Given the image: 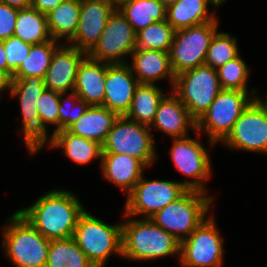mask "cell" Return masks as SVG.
<instances>
[{
	"mask_svg": "<svg viewBox=\"0 0 267 267\" xmlns=\"http://www.w3.org/2000/svg\"><path fill=\"white\" fill-rule=\"evenodd\" d=\"M17 211L46 239L58 240L73 237L85 208L73 192L54 189Z\"/></svg>",
	"mask_w": 267,
	"mask_h": 267,
	"instance_id": "obj_1",
	"label": "cell"
},
{
	"mask_svg": "<svg viewBox=\"0 0 267 267\" xmlns=\"http://www.w3.org/2000/svg\"><path fill=\"white\" fill-rule=\"evenodd\" d=\"M122 222V258L144 261L180 255V241L156 225L150 218ZM132 218V219H131Z\"/></svg>",
	"mask_w": 267,
	"mask_h": 267,
	"instance_id": "obj_2",
	"label": "cell"
},
{
	"mask_svg": "<svg viewBox=\"0 0 267 267\" xmlns=\"http://www.w3.org/2000/svg\"><path fill=\"white\" fill-rule=\"evenodd\" d=\"M3 226V253L15 267H46L50 240L40 234L18 211Z\"/></svg>",
	"mask_w": 267,
	"mask_h": 267,
	"instance_id": "obj_3",
	"label": "cell"
},
{
	"mask_svg": "<svg viewBox=\"0 0 267 267\" xmlns=\"http://www.w3.org/2000/svg\"><path fill=\"white\" fill-rule=\"evenodd\" d=\"M197 190H187L150 219L178 241L186 239L208 216L213 197Z\"/></svg>",
	"mask_w": 267,
	"mask_h": 267,
	"instance_id": "obj_4",
	"label": "cell"
},
{
	"mask_svg": "<svg viewBox=\"0 0 267 267\" xmlns=\"http://www.w3.org/2000/svg\"><path fill=\"white\" fill-rule=\"evenodd\" d=\"M72 238L95 267H105L112 254L122 258V222L110 225L85 210Z\"/></svg>",
	"mask_w": 267,
	"mask_h": 267,
	"instance_id": "obj_5",
	"label": "cell"
},
{
	"mask_svg": "<svg viewBox=\"0 0 267 267\" xmlns=\"http://www.w3.org/2000/svg\"><path fill=\"white\" fill-rule=\"evenodd\" d=\"M251 90L246 92L222 89L206 112L196 121L195 133L205 132L212 147L217 142L221 143L232 131L244 109L258 97V89Z\"/></svg>",
	"mask_w": 267,
	"mask_h": 267,
	"instance_id": "obj_6",
	"label": "cell"
},
{
	"mask_svg": "<svg viewBox=\"0 0 267 267\" xmlns=\"http://www.w3.org/2000/svg\"><path fill=\"white\" fill-rule=\"evenodd\" d=\"M45 90L46 86L43 78L27 77L12 79L9 91L12 97H19L23 121V130L21 131L30 155L38 153L44 145L49 144L48 146H51L53 141V135H48V128L39 117L36 104L38 98Z\"/></svg>",
	"mask_w": 267,
	"mask_h": 267,
	"instance_id": "obj_7",
	"label": "cell"
},
{
	"mask_svg": "<svg viewBox=\"0 0 267 267\" xmlns=\"http://www.w3.org/2000/svg\"><path fill=\"white\" fill-rule=\"evenodd\" d=\"M171 90L197 121L222 88L217 70L204 64L176 75Z\"/></svg>",
	"mask_w": 267,
	"mask_h": 267,
	"instance_id": "obj_8",
	"label": "cell"
},
{
	"mask_svg": "<svg viewBox=\"0 0 267 267\" xmlns=\"http://www.w3.org/2000/svg\"><path fill=\"white\" fill-rule=\"evenodd\" d=\"M154 144L149 126L119 116L102 144V153L129 155L148 168L158 158Z\"/></svg>",
	"mask_w": 267,
	"mask_h": 267,
	"instance_id": "obj_9",
	"label": "cell"
},
{
	"mask_svg": "<svg viewBox=\"0 0 267 267\" xmlns=\"http://www.w3.org/2000/svg\"><path fill=\"white\" fill-rule=\"evenodd\" d=\"M218 22L217 18L175 31L169 51L170 64L175 76L204 65L211 40L218 31Z\"/></svg>",
	"mask_w": 267,
	"mask_h": 267,
	"instance_id": "obj_10",
	"label": "cell"
},
{
	"mask_svg": "<svg viewBox=\"0 0 267 267\" xmlns=\"http://www.w3.org/2000/svg\"><path fill=\"white\" fill-rule=\"evenodd\" d=\"M214 217L205 219L180 242L179 262L186 267H222L224 242Z\"/></svg>",
	"mask_w": 267,
	"mask_h": 267,
	"instance_id": "obj_11",
	"label": "cell"
},
{
	"mask_svg": "<svg viewBox=\"0 0 267 267\" xmlns=\"http://www.w3.org/2000/svg\"><path fill=\"white\" fill-rule=\"evenodd\" d=\"M188 189L181 181L141 179L127 195L124 215L150 218L167 204L176 201Z\"/></svg>",
	"mask_w": 267,
	"mask_h": 267,
	"instance_id": "obj_12",
	"label": "cell"
},
{
	"mask_svg": "<svg viewBox=\"0 0 267 267\" xmlns=\"http://www.w3.org/2000/svg\"><path fill=\"white\" fill-rule=\"evenodd\" d=\"M221 143L232 150L267 155V107L261 97L254 98L244 109L232 131Z\"/></svg>",
	"mask_w": 267,
	"mask_h": 267,
	"instance_id": "obj_13",
	"label": "cell"
},
{
	"mask_svg": "<svg viewBox=\"0 0 267 267\" xmlns=\"http://www.w3.org/2000/svg\"><path fill=\"white\" fill-rule=\"evenodd\" d=\"M136 49V33L118 8L109 17L98 42L87 53L93 60L109 64H124V56Z\"/></svg>",
	"mask_w": 267,
	"mask_h": 267,
	"instance_id": "obj_14",
	"label": "cell"
},
{
	"mask_svg": "<svg viewBox=\"0 0 267 267\" xmlns=\"http://www.w3.org/2000/svg\"><path fill=\"white\" fill-rule=\"evenodd\" d=\"M170 156L176 169L192 180L183 181L188 190L208 193L205 182L211 176V159L207 149L198 140L189 138H173Z\"/></svg>",
	"mask_w": 267,
	"mask_h": 267,
	"instance_id": "obj_15",
	"label": "cell"
},
{
	"mask_svg": "<svg viewBox=\"0 0 267 267\" xmlns=\"http://www.w3.org/2000/svg\"><path fill=\"white\" fill-rule=\"evenodd\" d=\"M116 8L106 0H80L78 27L69 45L88 53L98 42Z\"/></svg>",
	"mask_w": 267,
	"mask_h": 267,
	"instance_id": "obj_16",
	"label": "cell"
},
{
	"mask_svg": "<svg viewBox=\"0 0 267 267\" xmlns=\"http://www.w3.org/2000/svg\"><path fill=\"white\" fill-rule=\"evenodd\" d=\"M138 85L139 82L127 63H107L103 106L118 116H125Z\"/></svg>",
	"mask_w": 267,
	"mask_h": 267,
	"instance_id": "obj_17",
	"label": "cell"
},
{
	"mask_svg": "<svg viewBox=\"0 0 267 267\" xmlns=\"http://www.w3.org/2000/svg\"><path fill=\"white\" fill-rule=\"evenodd\" d=\"M87 53L67 44L54 51L50 66L43 79L46 89L58 93L74 90L78 67Z\"/></svg>",
	"mask_w": 267,
	"mask_h": 267,
	"instance_id": "obj_18",
	"label": "cell"
},
{
	"mask_svg": "<svg viewBox=\"0 0 267 267\" xmlns=\"http://www.w3.org/2000/svg\"><path fill=\"white\" fill-rule=\"evenodd\" d=\"M196 130V120L189 114L186 106L172 92L160 101L150 129H158L173 138L188 136V128Z\"/></svg>",
	"mask_w": 267,
	"mask_h": 267,
	"instance_id": "obj_19",
	"label": "cell"
},
{
	"mask_svg": "<svg viewBox=\"0 0 267 267\" xmlns=\"http://www.w3.org/2000/svg\"><path fill=\"white\" fill-rule=\"evenodd\" d=\"M131 63H127L139 84H155L168 78L173 87L175 75L172 72L169 52L135 49L131 55ZM156 81V82H155Z\"/></svg>",
	"mask_w": 267,
	"mask_h": 267,
	"instance_id": "obj_20",
	"label": "cell"
},
{
	"mask_svg": "<svg viewBox=\"0 0 267 267\" xmlns=\"http://www.w3.org/2000/svg\"><path fill=\"white\" fill-rule=\"evenodd\" d=\"M107 63L86 56L76 75L74 92L89 106H103Z\"/></svg>",
	"mask_w": 267,
	"mask_h": 267,
	"instance_id": "obj_21",
	"label": "cell"
},
{
	"mask_svg": "<svg viewBox=\"0 0 267 267\" xmlns=\"http://www.w3.org/2000/svg\"><path fill=\"white\" fill-rule=\"evenodd\" d=\"M103 177L128 195L147 168L140 160L125 154L102 153Z\"/></svg>",
	"mask_w": 267,
	"mask_h": 267,
	"instance_id": "obj_22",
	"label": "cell"
},
{
	"mask_svg": "<svg viewBox=\"0 0 267 267\" xmlns=\"http://www.w3.org/2000/svg\"><path fill=\"white\" fill-rule=\"evenodd\" d=\"M208 5L219 7L216 0H179L167 7L166 21L175 31L216 20Z\"/></svg>",
	"mask_w": 267,
	"mask_h": 267,
	"instance_id": "obj_23",
	"label": "cell"
},
{
	"mask_svg": "<svg viewBox=\"0 0 267 267\" xmlns=\"http://www.w3.org/2000/svg\"><path fill=\"white\" fill-rule=\"evenodd\" d=\"M119 116L102 105L89 106L84 114L67 130L77 136L102 145Z\"/></svg>",
	"mask_w": 267,
	"mask_h": 267,
	"instance_id": "obj_24",
	"label": "cell"
},
{
	"mask_svg": "<svg viewBox=\"0 0 267 267\" xmlns=\"http://www.w3.org/2000/svg\"><path fill=\"white\" fill-rule=\"evenodd\" d=\"M53 141L50 148H61L67 158L78 165L90 163L102 157V145L98 142L77 136L67 129L52 133Z\"/></svg>",
	"mask_w": 267,
	"mask_h": 267,
	"instance_id": "obj_25",
	"label": "cell"
},
{
	"mask_svg": "<svg viewBox=\"0 0 267 267\" xmlns=\"http://www.w3.org/2000/svg\"><path fill=\"white\" fill-rule=\"evenodd\" d=\"M80 16V0H64L46 14L48 29L53 40L68 43L74 38Z\"/></svg>",
	"mask_w": 267,
	"mask_h": 267,
	"instance_id": "obj_26",
	"label": "cell"
},
{
	"mask_svg": "<svg viewBox=\"0 0 267 267\" xmlns=\"http://www.w3.org/2000/svg\"><path fill=\"white\" fill-rule=\"evenodd\" d=\"M117 8L135 33L155 22L166 20L167 8L158 0H124Z\"/></svg>",
	"mask_w": 267,
	"mask_h": 267,
	"instance_id": "obj_27",
	"label": "cell"
},
{
	"mask_svg": "<svg viewBox=\"0 0 267 267\" xmlns=\"http://www.w3.org/2000/svg\"><path fill=\"white\" fill-rule=\"evenodd\" d=\"M165 95L166 93L156 84H139L135 89L130 109L125 116L150 127L158 105Z\"/></svg>",
	"mask_w": 267,
	"mask_h": 267,
	"instance_id": "obj_28",
	"label": "cell"
},
{
	"mask_svg": "<svg viewBox=\"0 0 267 267\" xmlns=\"http://www.w3.org/2000/svg\"><path fill=\"white\" fill-rule=\"evenodd\" d=\"M13 36L32 45L52 40L46 14L32 6L19 9Z\"/></svg>",
	"mask_w": 267,
	"mask_h": 267,
	"instance_id": "obj_29",
	"label": "cell"
},
{
	"mask_svg": "<svg viewBox=\"0 0 267 267\" xmlns=\"http://www.w3.org/2000/svg\"><path fill=\"white\" fill-rule=\"evenodd\" d=\"M60 44V41L52 39L41 44L32 45L27 59L13 73L12 79L27 77H40L44 79L46 71L50 66L52 55Z\"/></svg>",
	"mask_w": 267,
	"mask_h": 267,
	"instance_id": "obj_30",
	"label": "cell"
},
{
	"mask_svg": "<svg viewBox=\"0 0 267 267\" xmlns=\"http://www.w3.org/2000/svg\"><path fill=\"white\" fill-rule=\"evenodd\" d=\"M46 267H95L73 238L50 240Z\"/></svg>",
	"mask_w": 267,
	"mask_h": 267,
	"instance_id": "obj_31",
	"label": "cell"
},
{
	"mask_svg": "<svg viewBox=\"0 0 267 267\" xmlns=\"http://www.w3.org/2000/svg\"><path fill=\"white\" fill-rule=\"evenodd\" d=\"M175 30L166 21L155 22L136 33V49L169 52Z\"/></svg>",
	"mask_w": 267,
	"mask_h": 267,
	"instance_id": "obj_32",
	"label": "cell"
},
{
	"mask_svg": "<svg viewBox=\"0 0 267 267\" xmlns=\"http://www.w3.org/2000/svg\"><path fill=\"white\" fill-rule=\"evenodd\" d=\"M236 39L227 32L217 31L211 40L204 64L217 70L239 56Z\"/></svg>",
	"mask_w": 267,
	"mask_h": 267,
	"instance_id": "obj_33",
	"label": "cell"
},
{
	"mask_svg": "<svg viewBox=\"0 0 267 267\" xmlns=\"http://www.w3.org/2000/svg\"><path fill=\"white\" fill-rule=\"evenodd\" d=\"M219 83L222 89L246 91L249 68L245 61L239 56L227 62L217 69Z\"/></svg>",
	"mask_w": 267,
	"mask_h": 267,
	"instance_id": "obj_34",
	"label": "cell"
},
{
	"mask_svg": "<svg viewBox=\"0 0 267 267\" xmlns=\"http://www.w3.org/2000/svg\"><path fill=\"white\" fill-rule=\"evenodd\" d=\"M66 94L67 97L65 96ZM88 107L89 105L81 100L74 91L61 93L60 106L58 109L59 131L66 130L70 125L77 121Z\"/></svg>",
	"mask_w": 267,
	"mask_h": 267,
	"instance_id": "obj_35",
	"label": "cell"
},
{
	"mask_svg": "<svg viewBox=\"0 0 267 267\" xmlns=\"http://www.w3.org/2000/svg\"><path fill=\"white\" fill-rule=\"evenodd\" d=\"M61 93L46 89L37 100L39 117L43 124L55 125L53 133L59 131V106Z\"/></svg>",
	"mask_w": 267,
	"mask_h": 267,
	"instance_id": "obj_36",
	"label": "cell"
},
{
	"mask_svg": "<svg viewBox=\"0 0 267 267\" xmlns=\"http://www.w3.org/2000/svg\"><path fill=\"white\" fill-rule=\"evenodd\" d=\"M3 45L7 55V74L12 78L13 73L27 59L32 44L24 42L16 36H11L3 40Z\"/></svg>",
	"mask_w": 267,
	"mask_h": 267,
	"instance_id": "obj_37",
	"label": "cell"
},
{
	"mask_svg": "<svg viewBox=\"0 0 267 267\" xmlns=\"http://www.w3.org/2000/svg\"><path fill=\"white\" fill-rule=\"evenodd\" d=\"M18 10V8L0 2V40L13 36Z\"/></svg>",
	"mask_w": 267,
	"mask_h": 267,
	"instance_id": "obj_38",
	"label": "cell"
},
{
	"mask_svg": "<svg viewBox=\"0 0 267 267\" xmlns=\"http://www.w3.org/2000/svg\"><path fill=\"white\" fill-rule=\"evenodd\" d=\"M63 1L64 0H33L32 7L41 13L47 14Z\"/></svg>",
	"mask_w": 267,
	"mask_h": 267,
	"instance_id": "obj_39",
	"label": "cell"
},
{
	"mask_svg": "<svg viewBox=\"0 0 267 267\" xmlns=\"http://www.w3.org/2000/svg\"><path fill=\"white\" fill-rule=\"evenodd\" d=\"M1 3H5L11 7L23 9L32 6L33 0H0Z\"/></svg>",
	"mask_w": 267,
	"mask_h": 267,
	"instance_id": "obj_40",
	"label": "cell"
},
{
	"mask_svg": "<svg viewBox=\"0 0 267 267\" xmlns=\"http://www.w3.org/2000/svg\"><path fill=\"white\" fill-rule=\"evenodd\" d=\"M12 78L4 71L0 70V93L11 89Z\"/></svg>",
	"mask_w": 267,
	"mask_h": 267,
	"instance_id": "obj_41",
	"label": "cell"
},
{
	"mask_svg": "<svg viewBox=\"0 0 267 267\" xmlns=\"http://www.w3.org/2000/svg\"><path fill=\"white\" fill-rule=\"evenodd\" d=\"M7 55L4 50L3 40H0V70L7 73Z\"/></svg>",
	"mask_w": 267,
	"mask_h": 267,
	"instance_id": "obj_42",
	"label": "cell"
},
{
	"mask_svg": "<svg viewBox=\"0 0 267 267\" xmlns=\"http://www.w3.org/2000/svg\"><path fill=\"white\" fill-rule=\"evenodd\" d=\"M160 3H162L166 8L172 4H174L175 2L179 1V0H158Z\"/></svg>",
	"mask_w": 267,
	"mask_h": 267,
	"instance_id": "obj_43",
	"label": "cell"
},
{
	"mask_svg": "<svg viewBox=\"0 0 267 267\" xmlns=\"http://www.w3.org/2000/svg\"><path fill=\"white\" fill-rule=\"evenodd\" d=\"M106 1L111 2L116 7H118L124 0H106Z\"/></svg>",
	"mask_w": 267,
	"mask_h": 267,
	"instance_id": "obj_44",
	"label": "cell"
},
{
	"mask_svg": "<svg viewBox=\"0 0 267 267\" xmlns=\"http://www.w3.org/2000/svg\"><path fill=\"white\" fill-rule=\"evenodd\" d=\"M216 1H217L218 5L220 6V5H222V3L225 2L226 0H216Z\"/></svg>",
	"mask_w": 267,
	"mask_h": 267,
	"instance_id": "obj_45",
	"label": "cell"
}]
</instances>
